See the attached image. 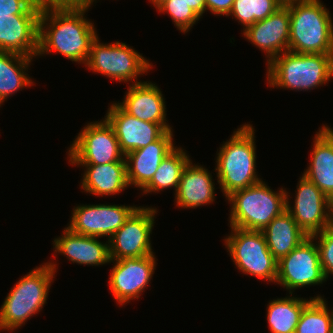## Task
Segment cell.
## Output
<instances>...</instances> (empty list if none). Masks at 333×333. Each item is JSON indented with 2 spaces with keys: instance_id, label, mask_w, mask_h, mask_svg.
I'll return each mask as SVG.
<instances>
[{
  "instance_id": "ba28073f",
  "label": "cell",
  "mask_w": 333,
  "mask_h": 333,
  "mask_svg": "<svg viewBox=\"0 0 333 333\" xmlns=\"http://www.w3.org/2000/svg\"><path fill=\"white\" fill-rule=\"evenodd\" d=\"M230 229L231 233L223 241L235 267L246 275L275 283L278 261L268 249L263 232L238 227Z\"/></svg>"
},
{
  "instance_id": "484cf974",
  "label": "cell",
  "mask_w": 333,
  "mask_h": 333,
  "mask_svg": "<svg viewBox=\"0 0 333 333\" xmlns=\"http://www.w3.org/2000/svg\"><path fill=\"white\" fill-rule=\"evenodd\" d=\"M289 295L285 298L270 300L267 305L266 319L271 333H295L304 307L312 299L324 298V296L317 295L308 300Z\"/></svg>"
},
{
  "instance_id": "4dcf8cb0",
  "label": "cell",
  "mask_w": 333,
  "mask_h": 333,
  "mask_svg": "<svg viewBox=\"0 0 333 333\" xmlns=\"http://www.w3.org/2000/svg\"><path fill=\"white\" fill-rule=\"evenodd\" d=\"M38 0H0V15H40Z\"/></svg>"
},
{
  "instance_id": "277c9868",
  "label": "cell",
  "mask_w": 333,
  "mask_h": 333,
  "mask_svg": "<svg viewBox=\"0 0 333 333\" xmlns=\"http://www.w3.org/2000/svg\"><path fill=\"white\" fill-rule=\"evenodd\" d=\"M269 87L308 91L327 85L333 78V54L283 52L266 70Z\"/></svg>"
},
{
  "instance_id": "d6986e66",
  "label": "cell",
  "mask_w": 333,
  "mask_h": 333,
  "mask_svg": "<svg viewBox=\"0 0 333 333\" xmlns=\"http://www.w3.org/2000/svg\"><path fill=\"white\" fill-rule=\"evenodd\" d=\"M40 15H0V51L36 58Z\"/></svg>"
},
{
  "instance_id": "cb8c5ba5",
  "label": "cell",
  "mask_w": 333,
  "mask_h": 333,
  "mask_svg": "<svg viewBox=\"0 0 333 333\" xmlns=\"http://www.w3.org/2000/svg\"><path fill=\"white\" fill-rule=\"evenodd\" d=\"M262 232L268 249L277 261L309 237L286 210L275 217Z\"/></svg>"
},
{
  "instance_id": "2e32d148",
  "label": "cell",
  "mask_w": 333,
  "mask_h": 333,
  "mask_svg": "<svg viewBox=\"0 0 333 333\" xmlns=\"http://www.w3.org/2000/svg\"><path fill=\"white\" fill-rule=\"evenodd\" d=\"M104 118L113 127L124 155L146 147L166 132L160 124L142 121L126 113L116 102L110 105Z\"/></svg>"
},
{
  "instance_id": "ffe728a7",
  "label": "cell",
  "mask_w": 333,
  "mask_h": 333,
  "mask_svg": "<svg viewBox=\"0 0 333 333\" xmlns=\"http://www.w3.org/2000/svg\"><path fill=\"white\" fill-rule=\"evenodd\" d=\"M52 242L53 251L63 254L71 263L88 266L111 264L109 240L101 242L99 237L77 234L66 227L62 235Z\"/></svg>"
},
{
  "instance_id": "1f68e13d",
  "label": "cell",
  "mask_w": 333,
  "mask_h": 333,
  "mask_svg": "<svg viewBox=\"0 0 333 333\" xmlns=\"http://www.w3.org/2000/svg\"><path fill=\"white\" fill-rule=\"evenodd\" d=\"M229 16L243 25V30L252 25V0H234Z\"/></svg>"
},
{
  "instance_id": "83f0119b",
  "label": "cell",
  "mask_w": 333,
  "mask_h": 333,
  "mask_svg": "<svg viewBox=\"0 0 333 333\" xmlns=\"http://www.w3.org/2000/svg\"><path fill=\"white\" fill-rule=\"evenodd\" d=\"M325 298L312 299L303 309L295 333H333V307Z\"/></svg>"
},
{
  "instance_id": "e0dca14e",
  "label": "cell",
  "mask_w": 333,
  "mask_h": 333,
  "mask_svg": "<svg viewBox=\"0 0 333 333\" xmlns=\"http://www.w3.org/2000/svg\"><path fill=\"white\" fill-rule=\"evenodd\" d=\"M125 93L123 102L117 104L126 113L142 121L160 124L166 131L172 130L166 120L165 98L156 83L142 81L129 84Z\"/></svg>"
},
{
  "instance_id": "7c38bea8",
  "label": "cell",
  "mask_w": 333,
  "mask_h": 333,
  "mask_svg": "<svg viewBox=\"0 0 333 333\" xmlns=\"http://www.w3.org/2000/svg\"><path fill=\"white\" fill-rule=\"evenodd\" d=\"M289 194L286 190V211L307 236L311 237L333 225L328 197L303 175L299 178L292 206Z\"/></svg>"
},
{
  "instance_id": "5b68a950",
  "label": "cell",
  "mask_w": 333,
  "mask_h": 333,
  "mask_svg": "<svg viewBox=\"0 0 333 333\" xmlns=\"http://www.w3.org/2000/svg\"><path fill=\"white\" fill-rule=\"evenodd\" d=\"M290 38L288 50L301 54H333V21L320 0L288 5Z\"/></svg>"
},
{
  "instance_id": "d4e9b609",
  "label": "cell",
  "mask_w": 333,
  "mask_h": 333,
  "mask_svg": "<svg viewBox=\"0 0 333 333\" xmlns=\"http://www.w3.org/2000/svg\"><path fill=\"white\" fill-rule=\"evenodd\" d=\"M32 61L33 57L0 51V107L12 94L33 86L26 73Z\"/></svg>"
},
{
  "instance_id": "8992f818",
  "label": "cell",
  "mask_w": 333,
  "mask_h": 333,
  "mask_svg": "<svg viewBox=\"0 0 333 333\" xmlns=\"http://www.w3.org/2000/svg\"><path fill=\"white\" fill-rule=\"evenodd\" d=\"M265 181L239 189L226 197L230 204L229 227L262 231L286 210V189H270Z\"/></svg>"
},
{
  "instance_id": "4316f807",
  "label": "cell",
  "mask_w": 333,
  "mask_h": 333,
  "mask_svg": "<svg viewBox=\"0 0 333 333\" xmlns=\"http://www.w3.org/2000/svg\"><path fill=\"white\" fill-rule=\"evenodd\" d=\"M181 147H176L160 163L151 181L141 190L143 194L159 193L165 189L174 188L176 192L183 169L191 160Z\"/></svg>"
},
{
  "instance_id": "7402d4cb",
  "label": "cell",
  "mask_w": 333,
  "mask_h": 333,
  "mask_svg": "<svg viewBox=\"0 0 333 333\" xmlns=\"http://www.w3.org/2000/svg\"><path fill=\"white\" fill-rule=\"evenodd\" d=\"M313 142L310 163L302 175L329 197L333 192V128L319 127Z\"/></svg>"
},
{
  "instance_id": "9c48e42d",
  "label": "cell",
  "mask_w": 333,
  "mask_h": 333,
  "mask_svg": "<svg viewBox=\"0 0 333 333\" xmlns=\"http://www.w3.org/2000/svg\"><path fill=\"white\" fill-rule=\"evenodd\" d=\"M87 123L68 148L71 165H104L126 162L113 127L105 118Z\"/></svg>"
},
{
  "instance_id": "f1b7e54d",
  "label": "cell",
  "mask_w": 333,
  "mask_h": 333,
  "mask_svg": "<svg viewBox=\"0 0 333 333\" xmlns=\"http://www.w3.org/2000/svg\"><path fill=\"white\" fill-rule=\"evenodd\" d=\"M156 9L159 13H168L175 27L184 34L200 20V17L183 0H165Z\"/></svg>"
},
{
  "instance_id": "d6a6232c",
  "label": "cell",
  "mask_w": 333,
  "mask_h": 333,
  "mask_svg": "<svg viewBox=\"0 0 333 333\" xmlns=\"http://www.w3.org/2000/svg\"><path fill=\"white\" fill-rule=\"evenodd\" d=\"M280 7L277 0H252V24L264 20Z\"/></svg>"
},
{
  "instance_id": "f546056e",
  "label": "cell",
  "mask_w": 333,
  "mask_h": 333,
  "mask_svg": "<svg viewBox=\"0 0 333 333\" xmlns=\"http://www.w3.org/2000/svg\"><path fill=\"white\" fill-rule=\"evenodd\" d=\"M311 237L318 246L320 264L325 278L328 280V277L333 275V225Z\"/></svg>"
},
{
  "instance_id": "44dd1931",
  "label": "cell",
  "mask_w": 333,
  "mask_h": 333,
  "mask_svg": "<svg viewBox=\"0 0 333 333\" xmlns=\"http://www.w3.org/2000/svg\"><path fill=\"white\" fill-rule=\"evenodd\" d=\"M212 174L202 165L192 163V159L183 169L178 188L174 193L178 208H192L214 203L215 183Z\"/></svg>"
},
{
  "instance_id": "4fadbf2b",
  "label": "cell",
  "mask_w": 333,
  "mask_h": 333,
  "mask_svg": "<svg viewBox=\"0 0 333 333\" xmlns=\"http://www.w3.org/2000/svg\"><path fill=\"white\" fill-rule=\"evenodd\" d=\"M154 255L110 261L114 265L109 275V288L119 306L140 298L148 288L157 266Z\"/></svg>"
},
{
  "instance_id": "52a82bcc",
  "label": "cell",
  "mask_w": 333,
  "mask_h": 333,
  "mask_svg": "<svg viewBox=\"0 0 333 333\" xmlns=\"http://www.w3.org/2000/svg\"><path fill=\"white\" fill-rule=\"evenodd\" d=\"M97 36L92 44L84 65L93 73L104 75L113 81L142 82L138 77L152 70L153 64L142 56L132 46L116 41L114 43H100ZM132 47V48H131Z\"/></svg>"
},
{
  "instance_id": "d590c367",
  "label": "cell",
  "mask_w": 333,
  "mask_h": 333,
  "mask_svg": "<svg viewBox=\"0 0 333 333\" xmlns=\"http://www.w3.org/2000/svg\"><path fill=\"white\" fill-rule=\"evenodd\" d=\"M305 0H277V2L281 5V6H288L290 4H294V3H298V2H302Z\"/></svg>"
},
{
  "instance_id": "5bb4252c",
  "label": "cell",
  "mask_w": 333,
  "mask_h": 333,
  "mask_svg": "<svg viewBox=\"0 0 333 333\" xmlns=\"http://www.w3.org/2000/svg\"><path fill=\"white\" fill-rule=\"evenodd\" d=\"M137 208L136 205H78L73 208L67 226L74 233L99 238L108 237L106 239L109 240Z\"/></svg>"
},
{
  "instance_id": "9a60e30c",
  "label": "cell",
  "mask_w": 333,
  "mask_h": 333,
  "mask_svg": "<svg viewBox=\"0 0 333 333\" xmlns=\"http://www.w3.org/2000/svg\"><path fill=\"white\" fill-rule=\"evenodd\" d=\"M252 45L265 52L267 65L283 52L288 51L290 15L288 6H281L273 14L256 21L242 31Z\"/></svg>"
},
{
  "instance_id": "e575fe53",
  "label": "cell",
  "mask_w": 333,
  "mask_h": 333,
  "mask_svg": "<svg viewBox=\"0 0 333 333\" xmlns=\"http://www.w3.org/2000/svg\"><path fill=\"white\" fill-rule=\"evenodd\" d=\"M200 18L206 11V0H183Z\"/></svg>"
},
{
  "instance_id": "836d02e7",
  "label": "cell",
  "mask_w": 333,
  "mask_h": 333,
  "mask_svg": "<svg viewBox=\"0 0 333 333\" xmlns=\"http://www.w3.org/2000/svg\"><path fill=\"white\" fill-rule=\"evenodd\" d=\"M233 3L234 0H206V11H210L215 16H228Z\"/></svg>"
},
{
  "instance_id": "8fae6325",
  "label": "cell",
  "mask_w": 333,
  "mask_h": 333,
  "mask_svg": "<svg viewBox=\"0 0 333 333\" xmlns=\"http://www.w3.org/2000/svg\"><path fill=\"white\" fill-rule=\"evenodd\" d=\"M156 207L139 206L109 239L111 260L152 255L151 237Z\"/></svg>"
},
{
  "instance_id": "603a6c76",
  "label": "cell",
  "mask_w": 333,
  "mask_h": 333,
  "mask_svg": "<svg viewBox=\"0 0 333 333\" xmlns=\"http://www.w3.org/2000/svg\"><path fill=\"white\" fill-rule=\"evenodd\" d=\"M85 167L81 188L95 196H113L128 186L126 162H112L104 165H76Z\"/></svg>"
},
{
  "instance_id": "8d00e7d4",
  "label": "cell",
  "mask_w": 333,
  "mask_h": 333,
  "mask_svg": "<svg viewBox=\"0 0 333 333\" xmlns=\"http://www.w3.org/2000/svg\"><path fill=\"white\" fill-rule=\"evenodd\" d=\"M328 207H329L330 215L333 219V192L328 197Z\"/></svg>"
},
{
  "instance_id": "3957f363",
  "label": "cell",
  "mask_w": 333,
  "mask_h": 333,
  "mask_svg": "<svg viewBox=\"0 0 333 333\" xmlns=\"http://www.w3.org/2000/svg\"><path fill=\"white\" fill-rule=\"evenodd\" d=\"M57 263L48 261L20 278L0 307V330H18L47 303Z\"/></svg>"
},
{
  "instance_id": "74e56055",
  "label": "cell",
  "mask_w": 333,
  "mask_h": 333,
  "mask_svg": "<svg viewBox=\"0 0 333 333\" xmlns=\"http://www.w3.org/2000/svg\"><path fill=\"white\" fill-rule=\"evenodd\" d=\"M151 2V4H153V6L155 8H157L160 4H162L165 0H149Z\"/></svg>"
},
{
  "instance_id": "30bf717a",
  "label": "cell",
  "mask_w": 333,
  "mask_h": 333,
  "mask_svg": "<svg viewBox=\"0 0 333 333\" xmlns=\"http://www.w3.org/2000/svg\"><path fill=\"white\" fill-rule=\"evenodd\" d=\"M325 281L318 246L312 237L278 261L275 283L283 286L289 294L301 287L321 286Z\"/></svg>"
},
{
  "instance_id": "6da1fadb",
  "label": "cell",
  "mask_w": 333,
  "mask_h": 333,
  "mask_svg": "<svg viewBox=\"0 0 333 333\" xmlns=\"http://www.w3.org/2000/svg\"><path fill=\"white\" fill-rule=\"evenodd\" d=\"M90 7H42L39 17L38 53L57 52L70 61L85 64L98 36L85 13Z\"/></svg>"
},
{
  "instance_id": "7a4b0ae2",
  "label": "cell",
  "mask_w": 333,
  "mask_h": 333,
  "mask_svg": "<svg viewBox=\"0 0 333 333\" xmlns=\"http://www.w3.org/2000/svg\"><path fill=\"white\" fill-rule=\"evenodd\" d=\"M255 129L244 124L217 150L216 176L225 198L232 192L250 187L260 181L256 174Z\"/></svg>"
},
{
  "instance_id": "ac0fdd59",
  "label": "cell",
  "mask_w": 333,
  "mask_h": 333,
  "mask_svg": "<svg viewBox=\"0 0 333 333\" xmlns=\"http://www.w3.org/2000/svg\"><path fill=\"white\" fill-rule=\"evenodd\" d=\"M173 137V130H167L146 147L125 155L129 186L142 190L151 181L161 161L176 148Z\"/></svg>"
}]
</instances>
